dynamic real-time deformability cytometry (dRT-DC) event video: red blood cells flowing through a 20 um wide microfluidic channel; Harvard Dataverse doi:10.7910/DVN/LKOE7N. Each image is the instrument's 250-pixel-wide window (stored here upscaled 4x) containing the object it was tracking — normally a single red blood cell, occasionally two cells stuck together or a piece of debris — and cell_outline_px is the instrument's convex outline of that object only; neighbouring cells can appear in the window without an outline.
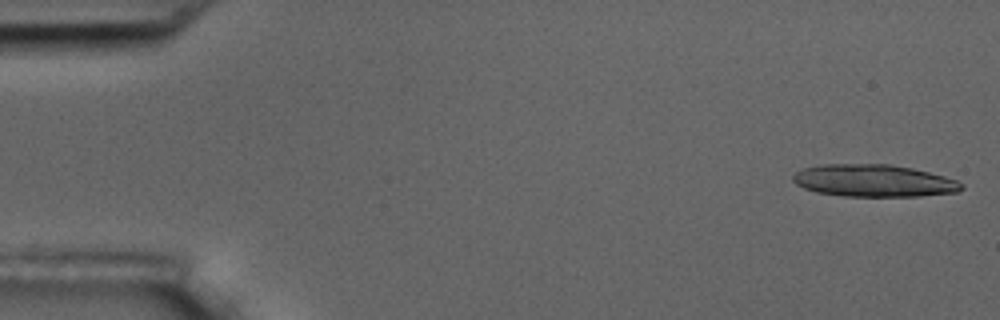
{"species": "common noctule bat (a hibernating species)", "species_latin": "Nyctalus noctula", "temperature_condition": "room temperature", "stored_images_in_passage": 9, "camera_frame_rate_fps": 3000, "um_per_image_px": 0.085, "animal": {"sex": "male", "body_mass_g": 17.5, "forearm_length_mm": 52.3}, "frame": {"image": 1, "passage_image": 1, "time_ms": 0.0, "image_size_px": [1000, 320], "cell_outline_px": [[964, 188], [960, 192], [920, 196], [844, 196], [816, 192], [804, 188], [796, 184], [792, 180], [792, 176], [796, 172], [804, 168], [824, 164], [888, 164], [912, 168], [944, 176], [956, 180], [964, 184]], "centroid_in_image_um": [74.29, 15.36], "position_along_channel_um": 10.7, "area_um2": 31.73}}
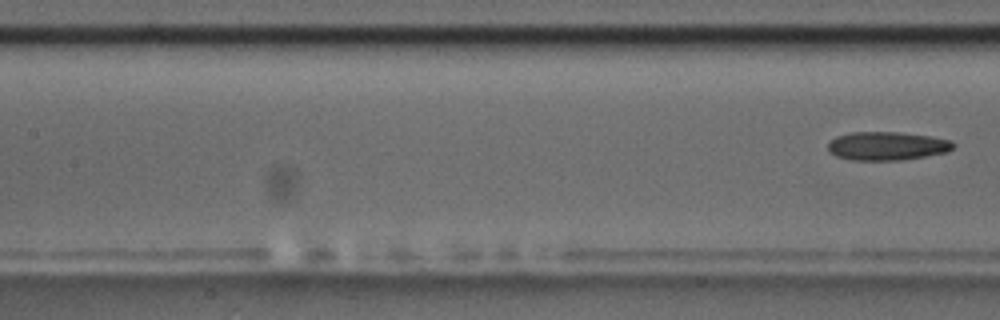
{"frame": {"image": 2, "passage_image": 9, "time_ms": 10.333, "image_size_px": [1000, 320], "cell_outline_px": [[956, 144], [948, 152], [900, 160], [852, 160], [836, 156], [828, 152], [828, 140], [836, 136], [848, 132], [896, 132], [928, 136], [952, 140]], "centroid_in_image_um": [75.35, 12.4], "position_along_channel_um": 132.1, "area_um2": 20.92}}